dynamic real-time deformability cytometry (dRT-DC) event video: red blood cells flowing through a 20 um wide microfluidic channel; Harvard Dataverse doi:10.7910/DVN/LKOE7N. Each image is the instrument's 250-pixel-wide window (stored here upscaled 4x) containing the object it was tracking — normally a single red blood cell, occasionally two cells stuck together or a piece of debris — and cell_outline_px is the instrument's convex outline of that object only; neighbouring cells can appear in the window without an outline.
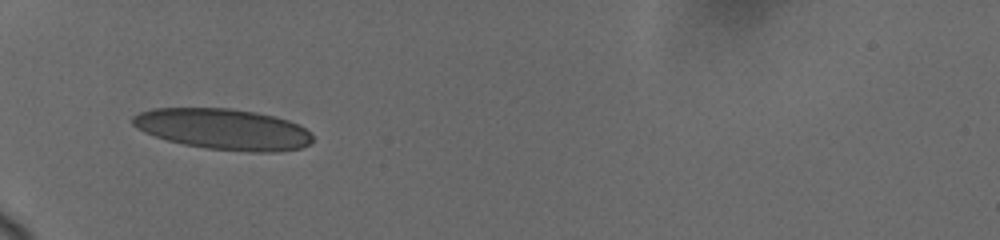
{"species": "human", "species_latin": "Homo sapiens", "temperature_condition": "cold", "stored_images_in_passage": 40, "camera_frame_rate_fps": 3000, "um_per_image_px": 0.085, "donor": {"sex": "female"}, "frame": {"image": 1, "passage_image": 11, "time_ms": 5.667, "image_size_px": [1000, 240], "cell_outline_px": [[312, 140], [308, 144], [300, 148], [272, 152], [248, 152], [208, 148], [184, 144], [168, 140], [144, 132], [136, 128], [132, 124], [132, 116], [140, 112], [152, 108], [232, 108], [256, 112], [276, 116], [300, 124], [312, 136]], "centroid_in_image_um": [18.97, 10.96], "position_along_channel_um": 66.0, "area_um2": 42.89}}
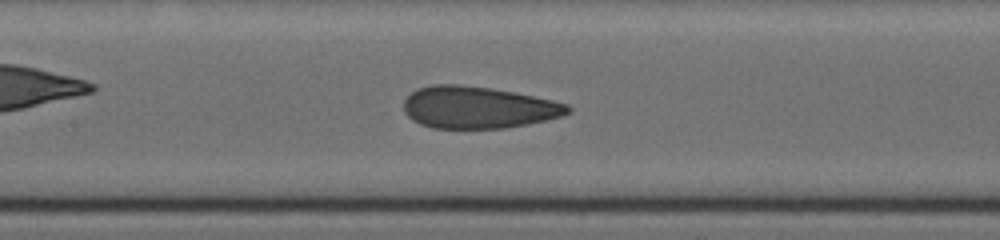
{"frame": {"image": 2, "passage_image": 24, "time_ms": 8.667, "image_size_px": [1000, 240], "cell_outline_px": [[572, 108], [568, 112], [560, 116], [528, 124], [504, 128], [432, 128], [420, 124], [412, 120], [404, 112], [404, 100], [416, 88], [432, 84], [460, 84], [492, 88], [516, 92], [552, 100], [568, 104]], "centroid_in_image_um": [40.6, 9.12], "position_along_channel_um": 166.8, "area_um2": 40.23}}
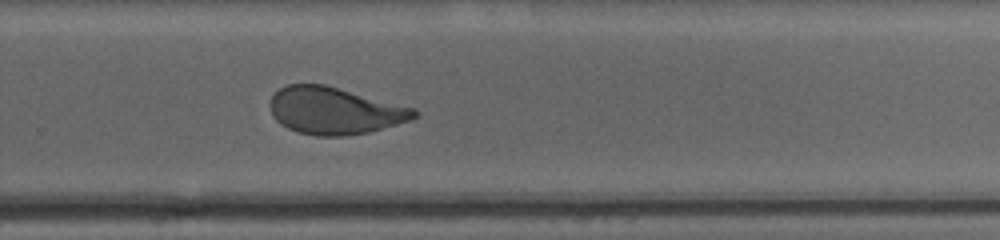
{"frame": {"image": 3, "passage_image": 40, "time_ms": 12.333, "image_size_px": [1000, 240], "cell_outline_px": [[420, 112], [416, 116], [408, 120], [396, 124], [368, 132], [344, 136], [316, 136], [300, 132], [288, 128], [280, 124], [272, 116], [268, 104], [272, 96], [280, 88], [288, 84], [324, 84], [416, 108]], "centroid_in_image_um": [28.42, 9.4], "position_along_channel_um": 301.4, "area_um2": 39.48}}